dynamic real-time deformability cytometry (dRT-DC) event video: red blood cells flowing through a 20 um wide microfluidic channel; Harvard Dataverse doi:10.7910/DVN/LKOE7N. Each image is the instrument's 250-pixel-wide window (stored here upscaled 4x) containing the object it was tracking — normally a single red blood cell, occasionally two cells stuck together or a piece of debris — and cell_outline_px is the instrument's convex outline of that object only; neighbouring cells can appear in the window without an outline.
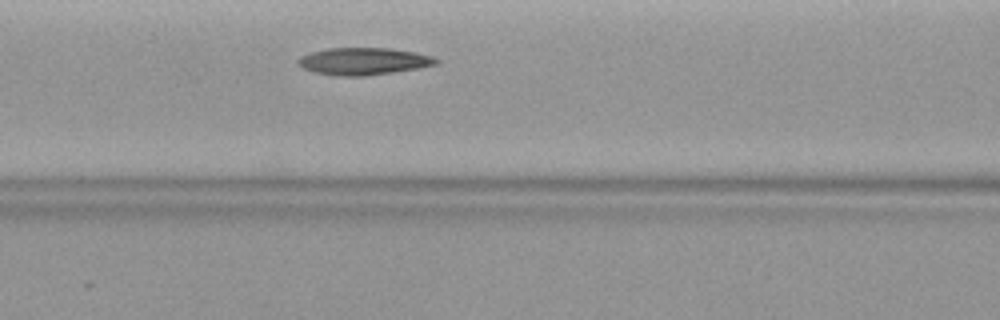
{"species": "common noctule bat (a hibernating species)", "species_latin": "Nyctalus noctula", "temperature_condition": "warm", "stored_images_in_passage": 4, "camera_frame_rate_fps": 3000, "um_per_image_px": 0.085, "animal": {"sex": "female", "body_mass_g": 19.9}, "frame": {"image": 1, "passage_image": 4, "time_ms": 3.667, "image_size_px": [1000, 320], "cell_outline_px": [[440, 60], [436, 64], [416, 68], [392, 72], [364, 76], [336, 76], [316, 72], [304, 68], [296, 60], [300, 56], [312, 52], [328, 48], [388, 48], [416, 52], [432, 56]], "centroid_in_image_um": [30.9, 5.2], "position_along_channel_um": 135.7, "area_um2": 21.62}}